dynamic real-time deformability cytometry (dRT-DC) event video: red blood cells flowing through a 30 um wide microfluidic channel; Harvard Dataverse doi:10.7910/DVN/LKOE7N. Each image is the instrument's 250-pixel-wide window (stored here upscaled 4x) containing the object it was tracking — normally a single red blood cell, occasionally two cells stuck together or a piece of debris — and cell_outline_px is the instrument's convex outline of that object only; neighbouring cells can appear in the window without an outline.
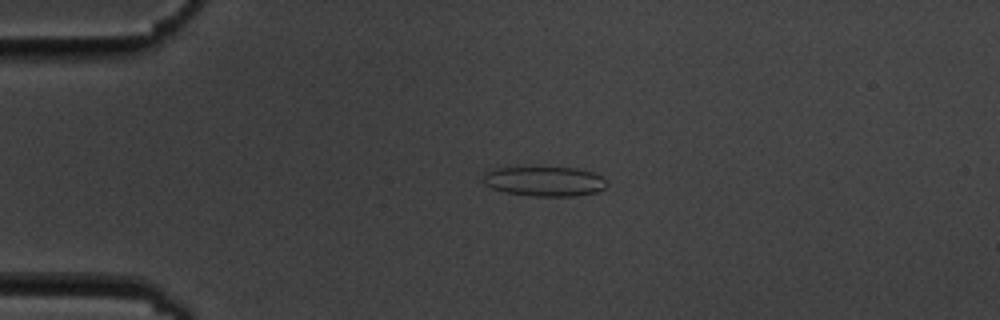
{"species": "common noctule bat (a hibernating species)", "species_latin": "Nyctalus noctula", "temperature_condition": "cold", "stored_images_in_passage": 4, "camera_frame_rate_fps": 3000, "um_per_image_px": 0.085, "animal": {"sex": "male", "body_mass_g": 19.5, "forearm_length_mm": 54.6}, "frame": {"image": 1, "passage_image": 3, "time_ms": 3.0, "image_size_px": [1000, 320], "cell_outline_px": [[608, 184], [604, 188], [596, 192], [576, 196], [532, 196], [504, 192], [492, 188], [484, 184], [480, 180], [488, 172], [496, 168], [576, 168], [592, 172], [600, 176]], "centroid_in_image_um": [46.27, 15.43], "position_along_channel_um": 38.7, "area_um2": 21.21}}